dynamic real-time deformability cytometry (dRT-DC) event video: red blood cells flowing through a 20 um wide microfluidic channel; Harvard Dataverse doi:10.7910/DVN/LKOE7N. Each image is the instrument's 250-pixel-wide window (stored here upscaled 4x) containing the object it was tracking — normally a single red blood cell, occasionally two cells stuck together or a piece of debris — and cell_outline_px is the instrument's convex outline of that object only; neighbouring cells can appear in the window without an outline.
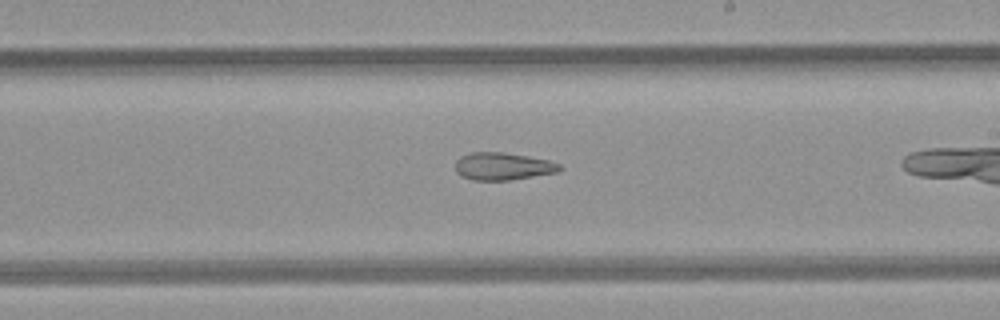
{"species": "common noctule bat (a hibernating species)", "species_latin": "Nyctalus noctula", "temperature_condition": "room temperature", "stored_images_in_passage": 25, "camera_frame_rate_fps": 3000, "um_per_image_px": 0.085, "animal": {"sex": "female", "body_mass_g": 21.9}, "frame": {"image": 1, "passage_image": 15, "time_ms": 4.667, "image_size_px": [1000, 320], "cell_outline_px": [[564, 168], [560, 172], [508, 180], [472, 180], [460, 176], [456, 172], [456, 160], [460, 156], [472, 152], [504, 152], [528, 156], [548, 160], [560, 164]], "centroid_in_image_um": [42.75, 14.13], "position_along_channel_um": 246.2, "area_um2": 16.88}}
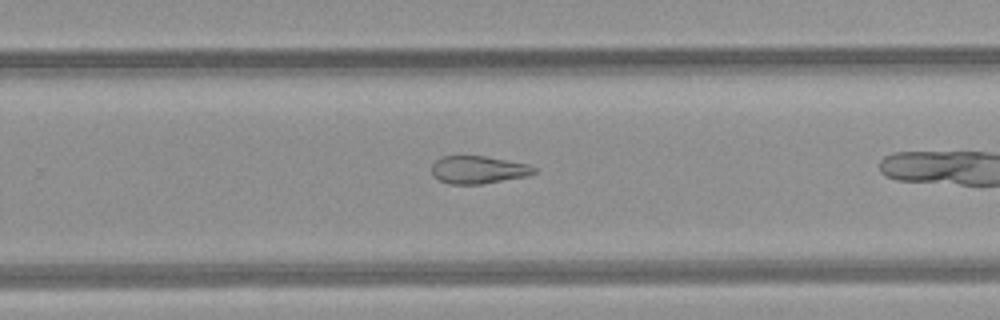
{"frame": {"image": 2, "passage_image": 18, "time_ms": 5.667, "image_size_px": [1000, 320], "cell_outline_px": [[536, 172], [528, 176], [480, 184], [448, 184], [432, 176], [432, 164], [440, 156], [484, 156], [528, 164], [536, 168]], "centroid_in_image_um": [40.63, 14.43], "position_along_channel_um": 289.2, "area_um2": 16.53}}